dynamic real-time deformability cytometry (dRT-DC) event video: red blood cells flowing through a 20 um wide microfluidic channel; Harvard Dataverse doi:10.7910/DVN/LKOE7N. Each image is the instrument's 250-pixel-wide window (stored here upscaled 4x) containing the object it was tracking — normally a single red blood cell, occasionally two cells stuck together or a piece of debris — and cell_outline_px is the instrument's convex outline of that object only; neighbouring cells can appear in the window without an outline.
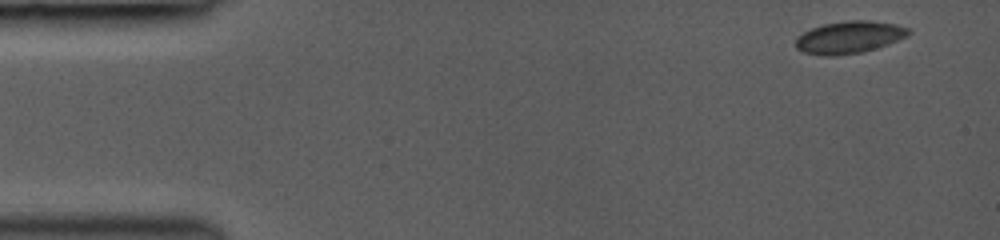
{"species": "common noctule bat (a hibernating species)", "species_latin": "Nyctalus noctula", "temperature_condition": "room temperature", "stored_images_in_passage": 45, "camera_frame_rate_fps": 3000, "um_per_image_px": 0.085, "animal": {"sex": "female", "body_mass_g": 19.0, "forearm_length_mm": 53.3}, "frame": {"image": 1, "passage_image": 1, "time_ms": 0.0, "image_size_px": [1000, 240], "cell_outline_px": [[912, 32], [908, 36], [888, 44], [864, 52], [832, 56], [824, 56], [804, 52], [796, 48], [796, 36], [812, 28], [824, 24], [848, 20], [868, 20], [896, 24], [908, 28]], "centroid_in_image_um": [72.2, 3.17], "position_along_channel_um": 12.8, "area_um2": 21.27}}
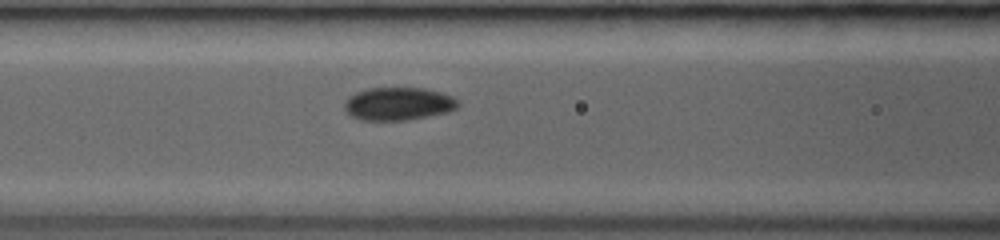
{"frame": {"image": 2, "passage_image": 18, "time_ms": 5.667, "image_size_px": [1000, 240], "cell_outline_px": [[460, 104], [456, 108], [448, 112], [408, 120], [360, 120], [352, 116], [344, 108], [344, 100], [348, 96], [356, 92], [368, 88], [424, 88], [440, 92], [452, 96], [460, 100]], "centroid_in_image_um": [33.86, 8.82], "position_along_channel_um": 132.7, "area_um2": 21.96}}
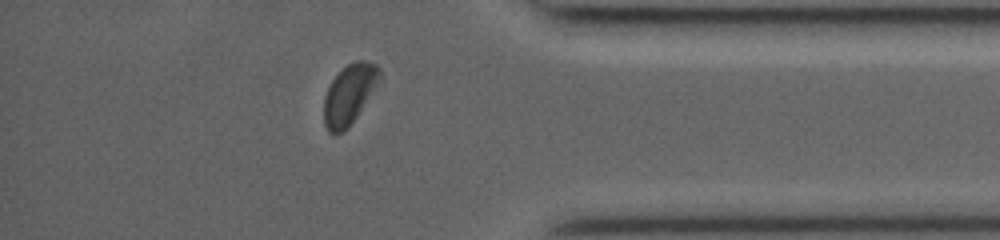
{"frame": {"image": 3, "passage_image": 39, "time_ms": 12.333, "image_size_px": [1000, 240], "cell_outline_px": [[380, 80], [356, 116], [340, 132], [328, 132], [324, 124], [324, 96], [332, 80], [348, 64], [356, 60], [364, 60], [376, 64], [380, 68]], "centroid_in_image_um": [29.68, 7.96], "position_along_channel_um": 405.5, "area_um2": 18.73}, "authors_computed_cell_mechanics": {"area_um2": 21.0392, "velocity_mm_per_s": 4.2257, "shape_relaxation_time_tau1_ms": 2.2894, "shape_relaxation_time_tau2_ms": null, "deformation_change_tau1": 0.0636, "deformation_change_tau2": null}}